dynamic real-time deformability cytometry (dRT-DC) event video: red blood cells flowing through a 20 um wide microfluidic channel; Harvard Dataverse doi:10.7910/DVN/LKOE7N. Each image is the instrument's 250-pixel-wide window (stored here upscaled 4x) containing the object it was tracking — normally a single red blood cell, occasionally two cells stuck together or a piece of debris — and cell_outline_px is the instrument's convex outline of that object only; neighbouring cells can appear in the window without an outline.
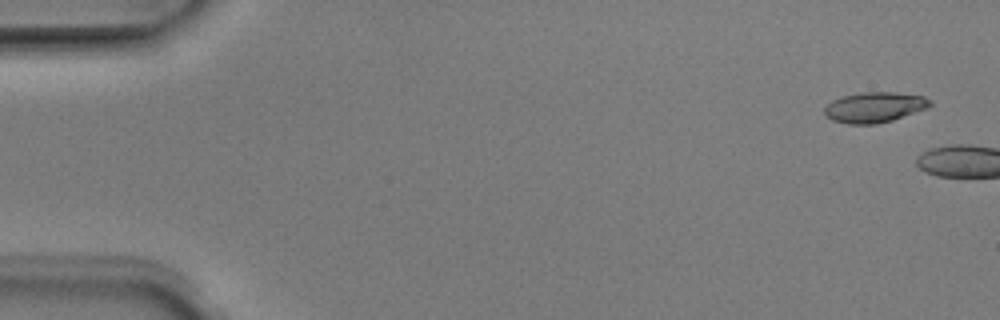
{"species": "Egyptian fruit bat (a non-hibernating species)", "species_latin": "Rousettus aegyptiacus", "temperature_condition": "room temperature", "stored_images_in_passage": 3, "camera_frame_rate_fps": 3000, "um_per_image_px": 0.085, "animal": {"sex": "male"}, "frame": {"image": 1, "passage_image": 1, "time_ms": 0.0, "image_size_px": [1000, 320], "cell_outline_px": [[932, 104], [928, 108], [892, 120], [876, 124], [848, 124], [832, 120], [824, 112], [824, 108], [832, 100], [844, 96], [864, 92], [896, 92], [924, 96], [932, 100]], "centroid_in_image_um": [74.37, 9.11], "position_along_channel_um": 10.6, "area_um2": 18.67}}